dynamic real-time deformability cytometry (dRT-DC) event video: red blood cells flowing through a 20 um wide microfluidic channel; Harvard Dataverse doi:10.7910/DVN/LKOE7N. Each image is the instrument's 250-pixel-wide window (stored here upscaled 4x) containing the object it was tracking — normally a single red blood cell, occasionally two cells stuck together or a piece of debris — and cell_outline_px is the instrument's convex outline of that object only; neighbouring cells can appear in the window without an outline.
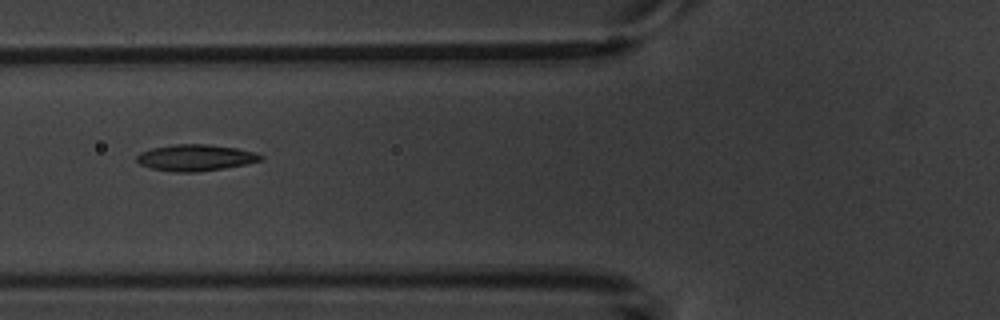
{"species": "common noctule bat (a hibernating species)", "species_latin": "Nyctalus noctula", "temperature_condition": "warm", "stored_images_in_passage": 10, "camera_frame_rate_fps": 3000, "um_per_image_px": 0.085, "animal": {"sex": "male", "body_mass_g": 20.1, "forearm_length_mm": 53.5}, "frame": {"image": 1, "passage_image": 5, "time_ms": 6.333, "image_size_px": [1000, 320], "cell_outline_px": [[264, 160], [248, 164], [224, 168], [196, 172], [176, 172], [152, 168], [140, 164], [136, 160], [136, 156], [140, 152], [152, 148], [176, 144], [208, 144], [236, 148], [256, 152], [264, 156]], "centroid_in_image_um": [16.66, 13.4], "position_along_channel_um": 109.1, "area_um2": 19.13}}
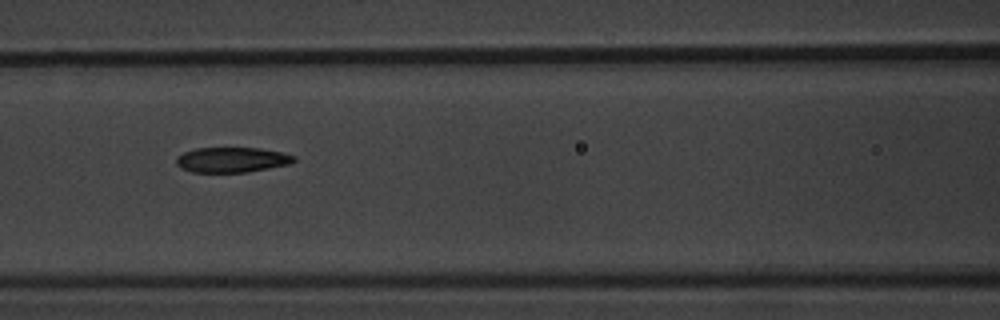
{"frame": {"image": 2, "passage_image": 6, "time_ms": 7.333, "image_size_px": [1000, 320], "cell_outline_px": [[296, 160], [292, 164], [248, 172], [192, 172], [180, 168], [176, 164], [176, 156], [184, 152], [196, 148], [260, 148], [280, 152], [296, 156]], "centroid_in_image_um": [19.72, 13.58], "position_along_channel_um": 146.9, "area_um2": 17.4}}
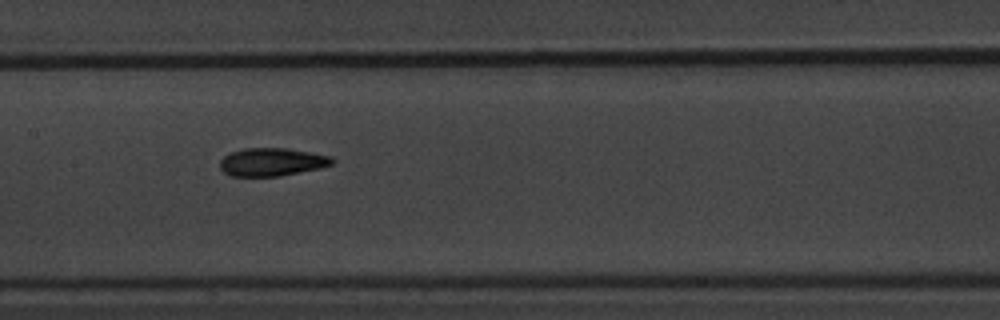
{"frame": {"image": 3, "passage_image": 7, "time_ms": 8.333, "image_size_px": [1000, 320], "cell_outline_px": [[336, 160], [332, 164], [320, 168], [280, 176], [232, 176], [224, 172], [220, 168], [220, 160], [224, 156], [232, 152], [244, 148], [288, 148], [332, 156]], "centroid_in_image_um": [23.13, 13.76], "position_along_channel_um": 184.3, "area_um2": 18.38}}